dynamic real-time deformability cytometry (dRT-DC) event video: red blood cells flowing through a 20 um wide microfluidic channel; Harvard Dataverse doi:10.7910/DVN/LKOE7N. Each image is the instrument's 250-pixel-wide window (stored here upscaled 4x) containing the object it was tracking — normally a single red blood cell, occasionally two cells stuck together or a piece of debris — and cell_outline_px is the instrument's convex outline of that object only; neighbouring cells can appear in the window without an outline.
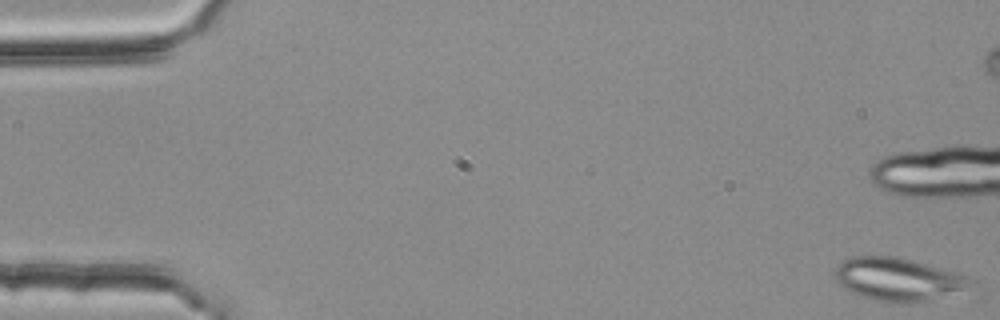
{"species": "common noctule bat (a hibernating species)", "species_latin": "Nyctalus noctula", "temperature_condition": "room temperature", "stored_images_in_passage": 14, "camera_frame_rate_fps": 3000, "um_per_image_px": 0.085, "animal": {"sex": "female", "body_mass_g": 25.1}, "frame": {"image": 1, "passage_image": 1, "time_ms": 0.0, "image_size_px": [1000, 320], "cell_outline_px": [[984, 296], [976, 300], [904, 304], [900, 304], [876, 300], [860, 296], [852, 292], [840, 284], [836, 280], [836, 268], [844, 260], [852, 256], [900, 256], [952, 272], [964, 276], [972, 280]], "centroid_in_image_um": [76.81, 23.88], "position_along_channel_um": 8.2, "area_um2": 37.11}}